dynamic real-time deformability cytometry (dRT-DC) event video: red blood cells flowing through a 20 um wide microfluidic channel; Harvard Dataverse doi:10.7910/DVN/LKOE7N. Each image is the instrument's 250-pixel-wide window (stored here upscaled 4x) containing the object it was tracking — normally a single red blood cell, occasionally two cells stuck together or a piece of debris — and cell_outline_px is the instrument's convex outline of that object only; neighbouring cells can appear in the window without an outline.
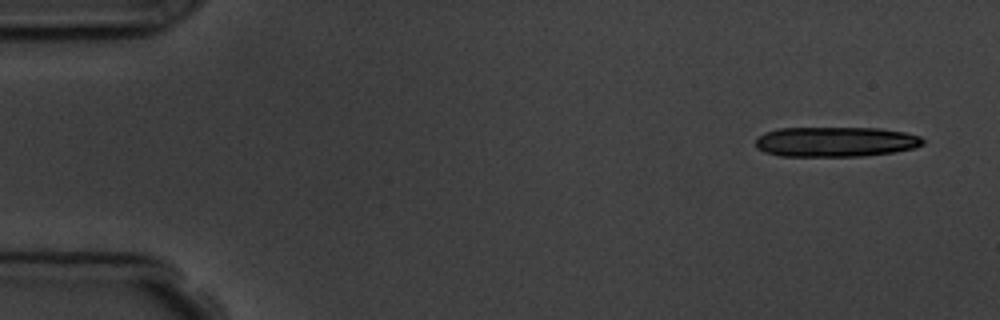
{"species": "common noctule bat (a hibernating species)", "species_latin": "Nyctalus noctula", "temperature_condition": "room temperature", "stored_images_in_passage": 6, "camera_frame_rate_fps": 3000, "um_per_image_px": 0.085, "animal": {"sex": "male", "body_mass_g": 19.5, "forearm_length_mm": 54.6}, "frame": {"image": 1, "passage_image": 1, "time_ms": 0.0, "image_size_px": [1000, 320], "cell_outline_px": [[924, 144], [916, 148], [892, 152], [864, 156], [780, 156], [764, 152], [756, 148], [756, 140], [764, 132], [780, 128], [880, 128], [904, 132], [920, 136], [924, 140]], "centroid_in_image_um": [71.03, 12.05], "position_along_channel_um": 14.0, "area_um2": 29.36}}
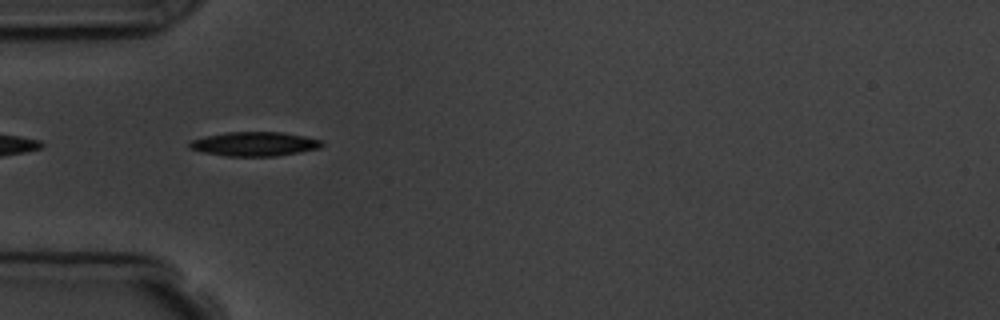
{"frame": {"image": 2, "passage_image": 5, "time_ms": 4.667, "image_size_px": [1000, 320], "cell_outline_px": [[324, 144], [320, 148], [300, 152], [276, 156], [228, 156], [204, 152], [188, 148], [188, 144], [192, 140], [204, 136], [228, 132], [284, 132], [324, 140]], "centroid_in_image_um": [21.67, 12.23], "position_along_channel_um": 63.3, "area_um2": 18.73}}